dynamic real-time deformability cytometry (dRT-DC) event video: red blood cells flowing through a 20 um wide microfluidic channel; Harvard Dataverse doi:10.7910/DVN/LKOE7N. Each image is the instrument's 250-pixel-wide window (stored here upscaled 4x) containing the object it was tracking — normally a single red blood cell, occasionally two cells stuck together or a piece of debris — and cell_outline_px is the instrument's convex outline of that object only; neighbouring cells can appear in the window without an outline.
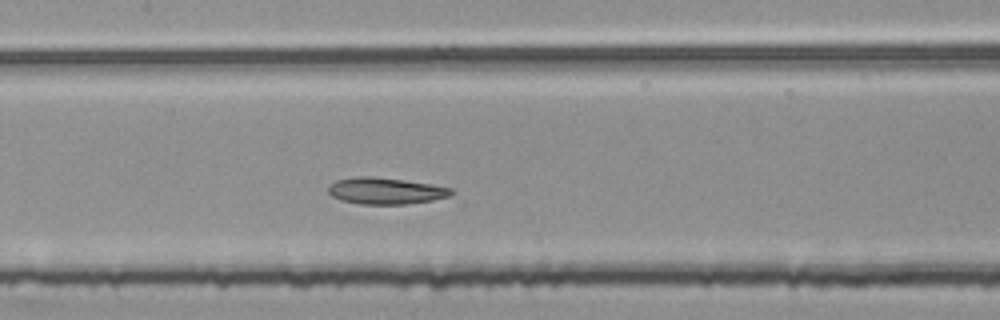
{"species": "common noctule bat (a hibernating species)", "species_latin": "Nyctalus noctula", "temperature_condition": "room temperature", "stored_images_in_passage": 43, "segment_of_instrument_passage": [2, 2], "camera_frame_rate_fps": 3000, "um_per_image_px": 0.085, "animal": {"sex": "female", "body_mass_g": 25.1}, "frame": {"image": 1, "passage_image": 19, "time_ms": 6.0, "image_size_px": [1000, 320], "cell_outline_px": [[452, 192], [448, 196], [432, 200], [408, 204], [360, 204], [340, 200], [332, 196], [328, 192], [328, 188], [336, 180], [356, 176], [372, 176], [404, 180], [432, 184], [452, 188]], "centroid_in_image_um": [32.75, 16.22], "position_along_channel_um": 174.6, "area_um2": 18.96}}
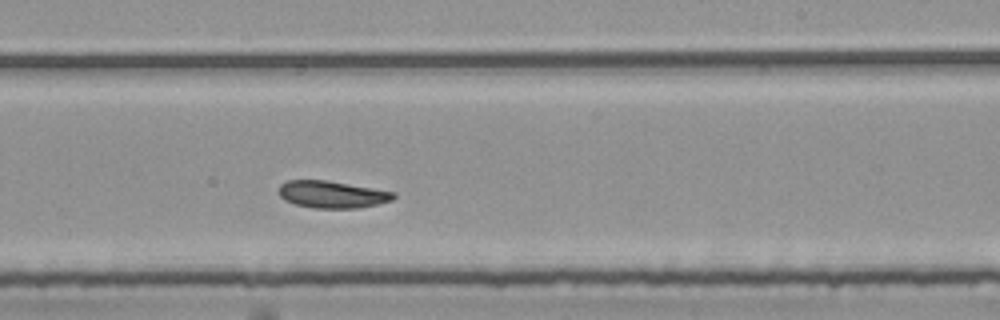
{"frame": {"image": 2, "passage_image": 26, "time_ms": 8.333, "image_size_px": [1000, 320], "cell_outline_px": [[396, 196], [392, 200], [376, 204], [356, 208], [312, 208], [296, 204], [284, 200], [280, 196], [280, 184], [288, 180], [328, 180], [396, 192]], "centroid_in_image_um": [28.23, 16.52], "position_along_channel_um": 260.8, "area_um2": 18.09}}
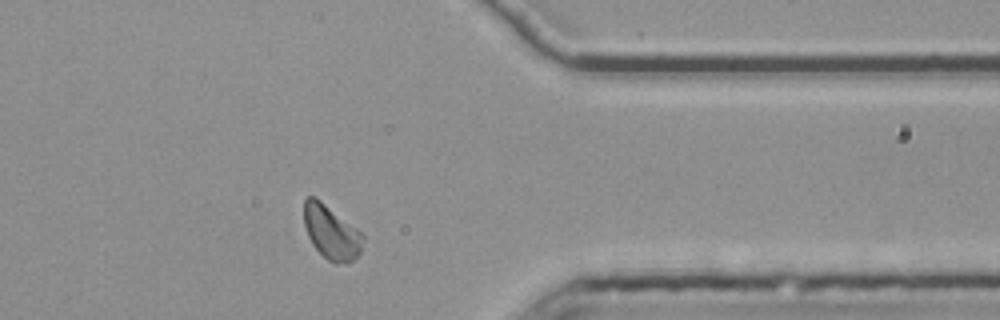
{"frame": {"image": 3, "passage_image": 37, "time_ms": 12.0, "image_size_px": [1000, 320], "cell_outline_px": [[364, 240], [360, 252], [348, 264], [336, 264], [328, 260], [312, 244], [308, 236], [304, 224], [304, 200], [308, 196], [312, 196], [320, 200], [356, 228], [364, 236]], "centroid_in_image_um": [28.15, 19.76], "position_along_channel_um": 383.2, "area_um2": 18.32}}